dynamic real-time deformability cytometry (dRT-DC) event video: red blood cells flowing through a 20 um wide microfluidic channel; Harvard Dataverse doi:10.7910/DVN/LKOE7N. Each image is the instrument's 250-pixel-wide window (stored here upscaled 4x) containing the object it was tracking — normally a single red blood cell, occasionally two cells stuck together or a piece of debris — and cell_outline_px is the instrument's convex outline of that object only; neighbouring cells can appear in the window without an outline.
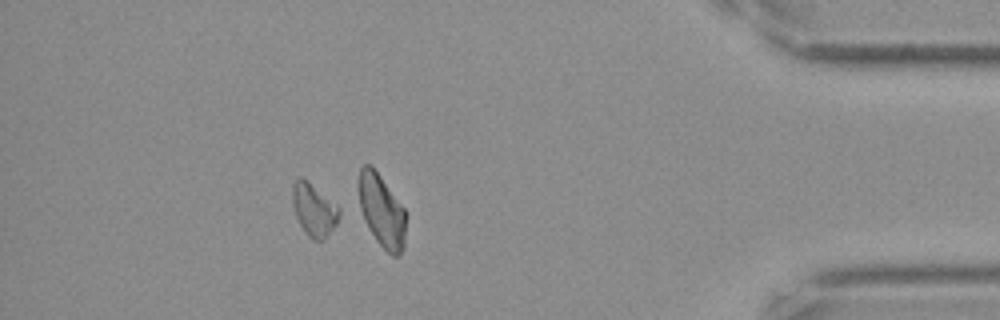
{"species": "Egyptian fruit bat (a non-hibernating species)", "species_latin": "Rousettus aegyptiacus", "temperature_condition": "cold", "stored_images_in_passage": 55, "segment_of_instrument_passage": [2, 2], "camera_frame_rate_fps": 3000, "um_per_image_px": 0.085, "frame": {"image": 1, "passage_image": 50, "time_ms": 16.333, "image_size_px": [1000, 320], "cell_outline_px": [[344, 208], [336, 224], [324, 240], [312, 240], [308, 236], [300, 224], [296, 216], [292, 204], [292, 184], [300, 176]], "centroid_in_image_um": [26.73, 17.83], "position_along_channel_um": 408.5, "area_um2": 14.57}}